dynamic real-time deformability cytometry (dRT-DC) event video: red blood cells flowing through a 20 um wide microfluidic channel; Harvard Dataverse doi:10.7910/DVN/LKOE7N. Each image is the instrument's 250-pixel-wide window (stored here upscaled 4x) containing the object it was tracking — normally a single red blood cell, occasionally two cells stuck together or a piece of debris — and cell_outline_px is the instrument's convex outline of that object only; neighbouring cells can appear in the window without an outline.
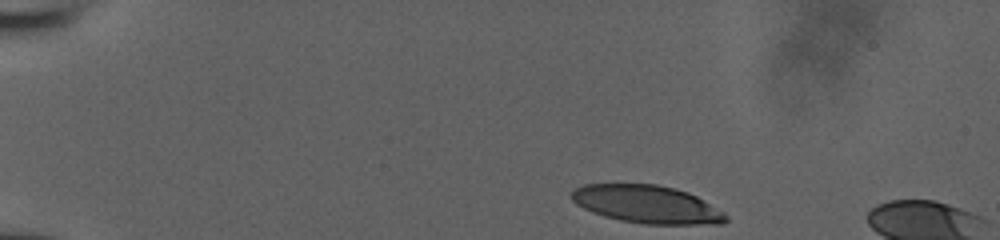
{"species": "human", "species_latin": "Homo sapiens", "temperature_condition": "room temperature", "stored_images_in_passage": 37, "camera_frame_rate_fps": 3000, "um_per_image_px": 0.085, "donor": {"sex": "male"}, "frame": {"image": 1, "passage_image": 1, "time_ms": 0.0, "image_size_px": [1000, 240], "cell_outline_px": [[728, 220], [724, 224], [644, 224], [620, 220], [604, 216], [592, 212], [576, 204], [572, 200], [572, 192], [576, 188], [584, 184], [656, 184], [676, 188], [688, 192], [696, 196], [724, 212], [728, 216]], "centroid_in_image_um": [55.01, 17.37], "position_along_channel_um": 30.0, "area_um2": 34.04}}
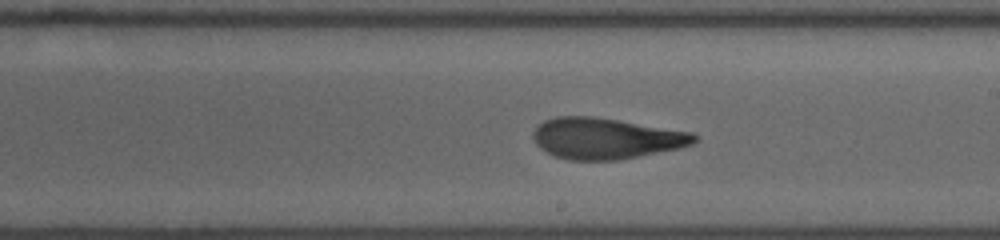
{"frame": {"image": 2, "passage_image": 23, "time_ms": 7.333, "image_size_px": [1000, 240], "cell_outline_px": [[700, 136], [692, 144], [680, 148], [620, 160], [568, 160], [552, 156], [540, 148], [536, 144], [532, 136], [532, 132], [544, 120], [556, 116], [592, 116], [692, 132]], "centroid_in_image_um": [51.48, 11.77], "position_along_channel_um": 237.5, "area_um2": 38.67}}
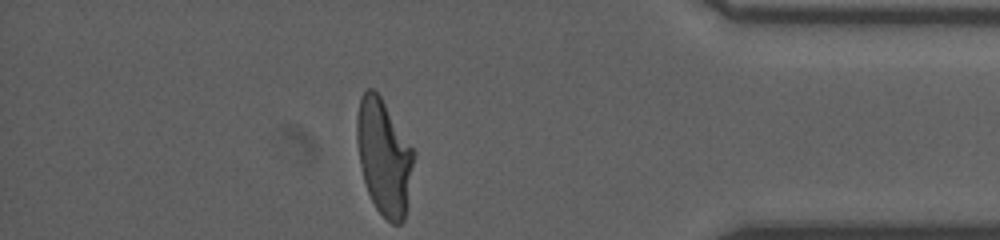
{"frame": {"image": 3, "passage_image": 37, "time_ms": 12.0, "image_size_px": [1000, 240], "cell_outline_px": [[416, 152], [408, 204], [404, 220], [400, 224], [392, 224], [376, 208], [368, 192], [364, 180], [360, 164], [356, 140], [356, 116], [360, 96], [368, 88], [372, 88], [380, 96]], "centroid_in_image_um": [32.65, 13.35], "position_along_channel_um": 402.5, "area_um2": 38.55}}